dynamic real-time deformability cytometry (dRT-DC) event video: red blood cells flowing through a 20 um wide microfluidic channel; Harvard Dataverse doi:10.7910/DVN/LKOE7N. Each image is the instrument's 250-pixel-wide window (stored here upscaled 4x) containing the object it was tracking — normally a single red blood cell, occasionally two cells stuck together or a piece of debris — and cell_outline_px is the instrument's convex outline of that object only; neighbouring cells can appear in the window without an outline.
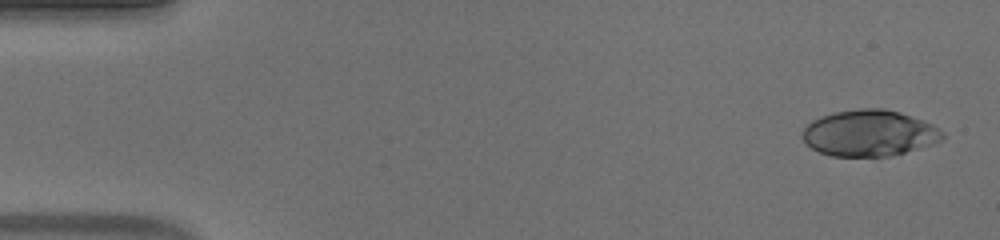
{"species": "human", "species_latin": "Homo sapiens", "temperature_condition": "warm", "stored_images_in_passage": 51, "camera_frame_rate_fps": 3000, "um_per_image_px": 0.085, "donor": {"sex": "male"}, "frame": {"image": 1, "passage_image": 1, "time_ms": 0.0, "image_size_px": [1000, 240], "cell_outline_px": [[944, 136], [940, 140], [932, 144], [904, 152], [888, 156], [832, 156], [820, 152], [812, 148], [800, 136], [800, 132], [812, 120], [820, 116], [832, 112], [860, 108], [884, 108], [900, 112], [932, 124], [944, 132]], "centroid_in_image_um": [73.85, 11.3], "position_along_channel_um": 11.2, "area_um2": 37.69}}
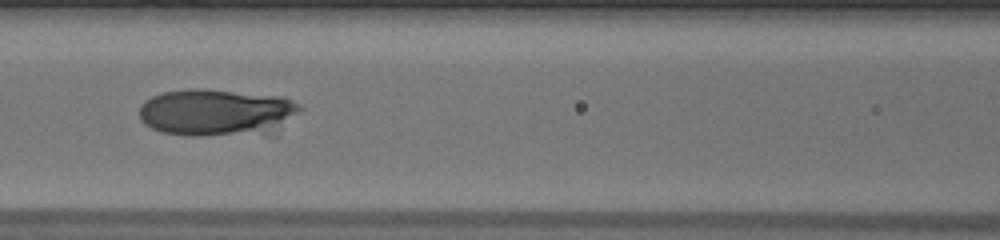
{"frame": {"image": 2, "passage_image": 22, "time_ms": 7.0, "image_size_px": [1000, 240], "cell_outline_px": [[300, 108], [276, 136], [188, 136], [164, 132], [152, 128], [144, 124], [140, 120], [140, 104], [144, 100], [152, 96], [164, 92], [192, 88], [200, 88], [284, 96], [292, 100]], "centroid_in_image_um": [18.47, 9.6], "position_along_channel_um": 148.1, "area_um2": 45.37}}
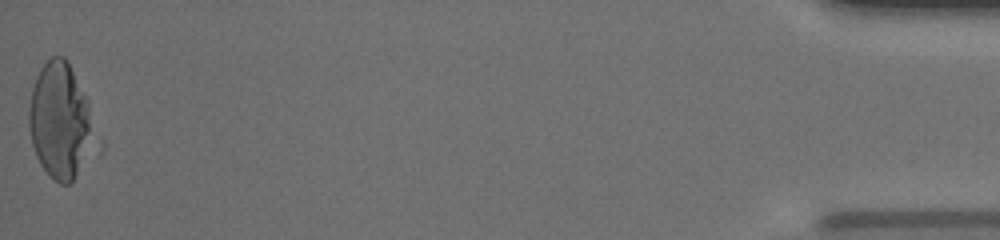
{"frame": {"image": 3, "passage_image": 51, "time_ms": 16.667, "image_size_px": [1000, 240], "cell_outline_px": [[88, 128], [76, 172], [72, 180], [68, 184], [60, 184], [40, 164], [36, 156], [32, 144], [28, 120], [28, 112], [32, 88], [36, 76], [40, 68], [52, 56], [64, 56], [68, 60], [88, 104]], "centroid_in_image_um": [4.93, 10.12], "position_along_channel_um": 430.3, "area_um2": 40.81}, "authors_computed_cell_mechanics": {"area_um2": 40.171, "velocity_mm_per_s": 3.9262, "shape_relaxation_time_tau1_ms": 2.7149, "shape_relaxation_time_tau2_ms": null, "deformation_change_tau1": 0.2011, "deformation_change_tau2": null}}